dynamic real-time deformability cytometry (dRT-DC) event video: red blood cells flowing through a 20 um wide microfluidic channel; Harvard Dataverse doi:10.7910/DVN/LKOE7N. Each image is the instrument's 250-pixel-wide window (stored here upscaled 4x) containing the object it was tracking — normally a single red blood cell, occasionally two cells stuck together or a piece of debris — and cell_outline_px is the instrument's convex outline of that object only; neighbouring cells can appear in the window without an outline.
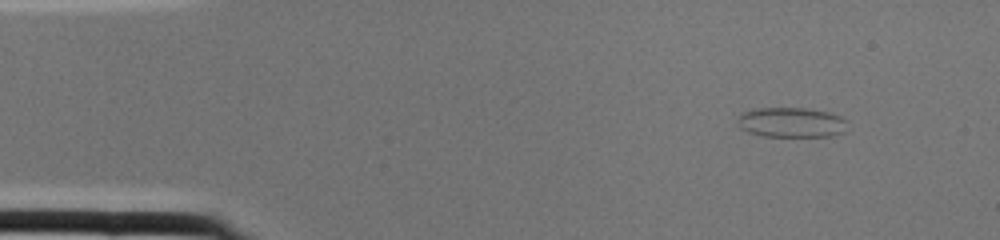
{"species": "common noctule bat (a hibernating species)", "species_latin": "Nyctalus noctula", "temperature_condition": "cold", "stored_images_in_passage": 1, "camera_frame_rate_fps": 3000, "um_per_image_px": 0.085, "animal": {"sex": "female", "body_mass_g": 22.0, "forearm_length_mm": 56.7}, "frame": {"image": 1, "passage_image": 1, "time_ms": 0.0, "image_size_px": [1000, 240], "cell_outline_px": [[848, 120], [844, 132], [832, 136], [764, 136], [748, 132], [740, 128], [736, 120], [744, 112], [756, 108], [808, 108], [828, 112], [840, 116]], "centroid_in_image_um": [67.28, 10.4], "position_along_channel_um": 17.7, "area_um2": 19.25}}